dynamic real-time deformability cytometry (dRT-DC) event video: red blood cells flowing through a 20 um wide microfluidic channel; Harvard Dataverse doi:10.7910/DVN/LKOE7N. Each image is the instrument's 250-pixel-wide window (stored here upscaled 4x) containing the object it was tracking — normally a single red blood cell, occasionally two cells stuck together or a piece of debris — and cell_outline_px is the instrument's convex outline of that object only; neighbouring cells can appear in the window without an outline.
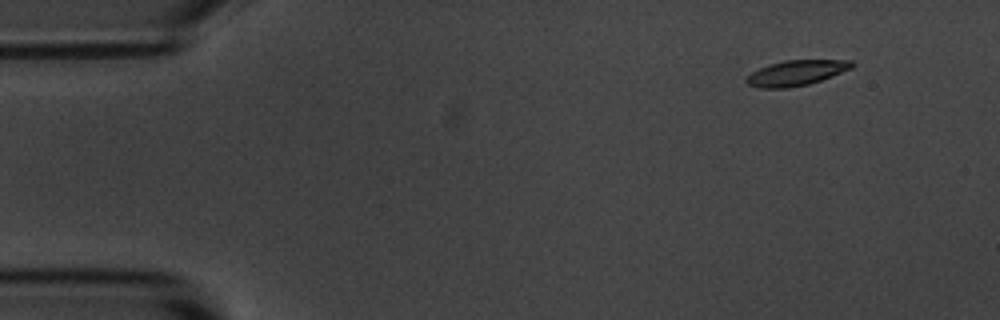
{"species": "common noctule bat (a hibernating species)", "species_latin": "Nyctalus noctula", "temperature_condition": "room temperature", "stored_images_in_passage": 2, "camera_frame_rate_fps": 3000, "um_per_image_px": 0.085, "animal": {"sex": "male", "body_mass_g": 20.1, "forearm_length_mm": 53.5}, "frame": {"image": 1, "passage_image": 2, "time_ms": 2.0, "image_size_px": [1000, 320], "cell_outline_px": [[856, 64], [852, 68], [832, 76], [808, 84], [788, 88], [760, 88], [748, 84], [744, 80], [752, 72], [768, 64], [784, 60], [852, 60]], "centroid_in_image_um": [67.69, 6.19], "position_along_channel_um": 17.3, "area_um2": 15.55}}